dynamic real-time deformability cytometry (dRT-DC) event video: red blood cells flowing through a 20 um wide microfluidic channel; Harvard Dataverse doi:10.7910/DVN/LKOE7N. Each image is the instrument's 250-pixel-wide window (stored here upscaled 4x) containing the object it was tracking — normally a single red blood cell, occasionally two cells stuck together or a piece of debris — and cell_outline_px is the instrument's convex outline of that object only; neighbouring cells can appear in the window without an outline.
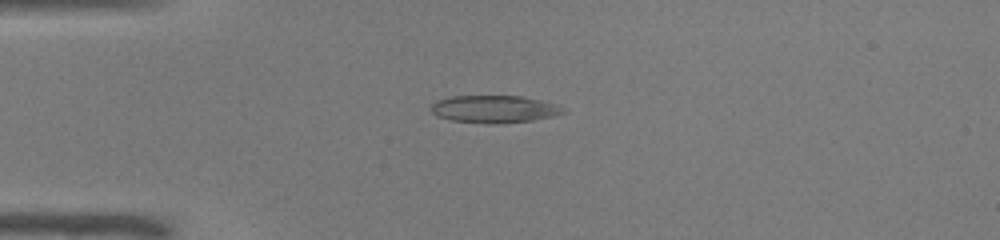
{"species": "common noctule bat (a hibernating species)", "species_latin": "Nyctalus noctula", "temperature_condition": "warm", "stored_images_in_passage": 50, "camera_frame_rate_fps": 3000, "um_per_image_px": 0.085, "animal": {"sex": "male", "body_mass_g": 19.0, "forearm_length_mm": 50.8}, "frame": {"image": 1, "passage_image": 12, "time_ms": 3.667, "image_size_px": [1000, 240], "cell_outline_px": [[568, 112], [552, 116], [532, 120], [496, 124], [488, 124], [452, 120], [436, 116], [428, 108], [436, 100], [452, 96], [520, 96], [540, 100], [556, 104], [564, 108]], "centroid_in_image_um": [41.98, 9.27], "position_along_channel_um": 43.0, "area_um2": 21.21}}
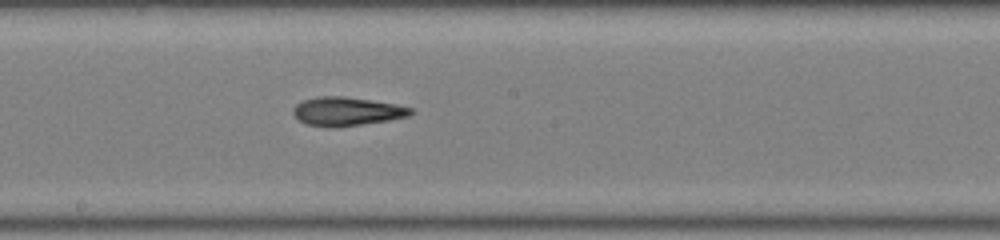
{"frame": {"image": 2, "passage_image": 27, "time_ms": 8.667, "image_size_px": [1000, 240], "cell_outline_px": [[412, 112], [408, 116], [388, 120], [332, 128], [328, 128], [308, 124], [300, 120], [292, 112], [292, 108], [296, 104], [304, 100], [320, 96], [344, 96], [396, 104], [412, 108]], "centroid_in_image_um": [29.45, 9.46], "position_along_channel_um": 218.8, "area_um2": 19.42}}
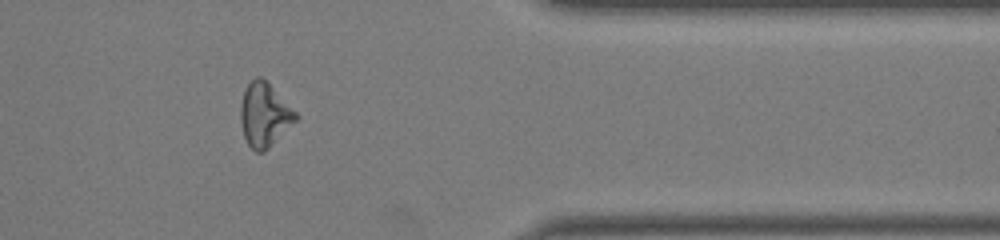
{"frame": {"image": 3, "passage_image": 41, "time_ms": 13.333, "image_size_px": [1000, 240], "cell_outline_px": [[300, 116], [264, 152], [256, 152], [248, 144], [244, 136], [240, 120], [240, 104], [244, 88], [256, 76], [260, 76]], "centroid_in_image_um": [22.44, 9.76], "position_along_channel_um": 389.0, "area_um2": 20.11}, "authors_computed_cell_mechanics": {"area_um2": 20.6635, "velocity_mm_per_s": 3.9911, "shape_relaxation_time_tau1_ms": null, "shape_relaxation_time_tau2_ms": 5.2328, "deformation_change_tau1": null, "deformation_change_tau2": 0.1704}}